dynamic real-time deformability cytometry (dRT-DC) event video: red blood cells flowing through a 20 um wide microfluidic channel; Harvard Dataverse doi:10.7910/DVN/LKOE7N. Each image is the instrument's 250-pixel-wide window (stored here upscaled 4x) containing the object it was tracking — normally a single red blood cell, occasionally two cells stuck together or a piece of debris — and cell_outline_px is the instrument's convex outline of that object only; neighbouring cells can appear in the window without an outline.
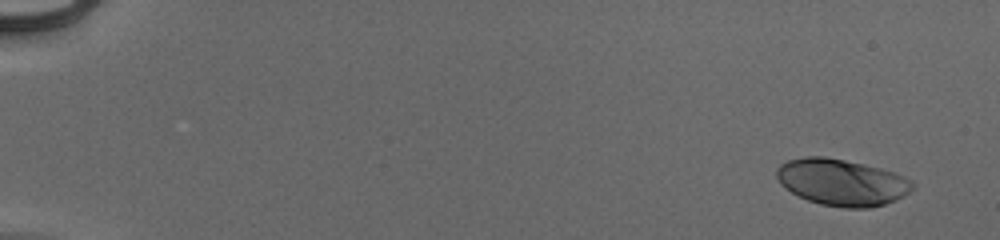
{"species": "human", "species_latin": "Homo sapiens", "temperature_condition": "cold", "stored_images_in_passage": 52, "camera_frame_rate_fps": 3000, "um_per_image_px": 0.085, "donor": {"sex": "male"}, "frame": {"image": 1, "passage_image": 1, "time_ms": 0.0, "image_size_px": [1000, 240], "cell_outline_px": [[916, 184], [904, 196], [896, 200], [884, 204], [868, 208], [844, 208], [820, 204], [808, 200], [792, 192], [780, 184], [776, 176], [776, 168], [780, 164], [788, 160], [804, 156], [824, 156], [864, 164], [896, 172], [912, 180]], "centroid_in_image_um": [71.56, 15.49], "position_along_channel_um": 13.4, "area_um2": 37.05}}
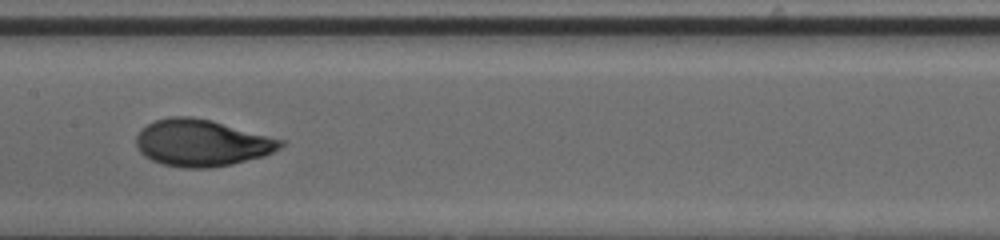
{"frame": {"image": 2, "passage_image": 28, "time_ms": 9.0, "image_size_px": [1000, 240], "cell_outline_px": [[284, 144], [280, 148], [264, 156], [232, 164], [208, 168], [184, 168], [164, 164], [152, 160], [144, 156], [136, 148], [136, 136], [148, 124], [156, 120], [168, 116], [192, 116], [212, 120], [284, 140]], "centroid_in_image_um": [17.14, 12.14], "position_along_channel_um": 190.3, "area_um2": 39.3}}
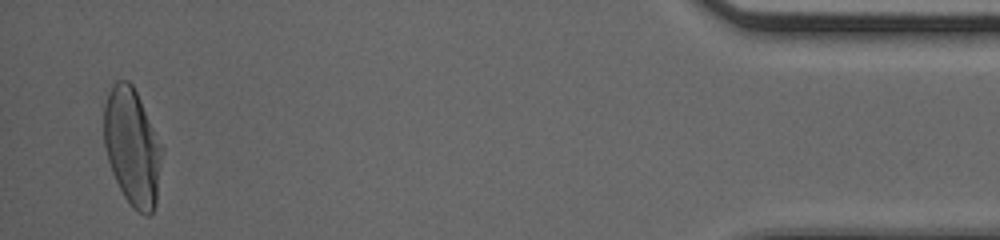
{"frame": {"image": 3, "passage_image": 51, "time_ms": 16.667, "image_size_px": [1000, 240], "cell_outline_px": [[164, 148], [156, 204], [152, 212], [148, 216], [144, 216], [132, 208], [124, 196], [112, 172], [108, 160], [104, 144], [104, 104], [108, 92], [112, 84], [116, 80], [128, 80], [132, 84]], "centroid_in_image_um": [11.25, 12.51], "position_along_channel_um": 423.9, "area_um2": 39.94}, "authors_computed_cell_mechanics": {"area_um2": 37.8879, "velocity_mm_per_s": 3.9475, "shape_relaxation_time_tau1_ms": 3.7588, "shape_relaxation_time_tau2_ms": null, "deformation_change_tau1": 0.1952, "deformation_change_tau2": null}}